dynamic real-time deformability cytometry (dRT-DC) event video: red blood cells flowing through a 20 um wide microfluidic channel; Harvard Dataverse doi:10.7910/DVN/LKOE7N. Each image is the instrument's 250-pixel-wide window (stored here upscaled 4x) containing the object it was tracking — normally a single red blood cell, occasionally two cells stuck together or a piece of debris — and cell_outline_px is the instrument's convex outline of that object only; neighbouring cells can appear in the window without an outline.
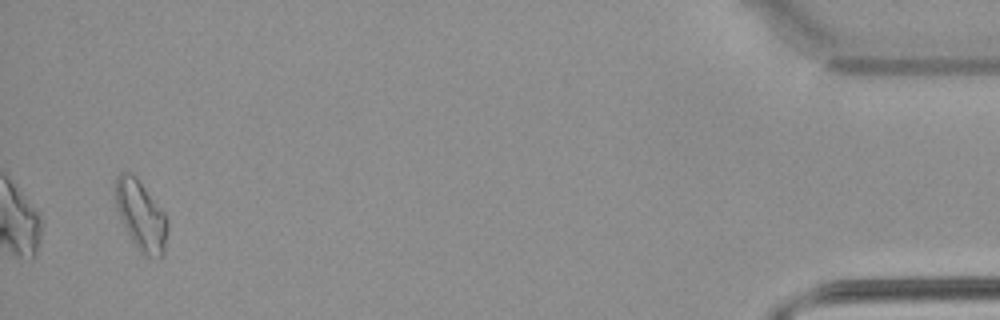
{"species": "common noctule bat (a hibernating species)", "species_latin": "Nyctalus noctula", "temperature_condition": "warm", "stored_images_in_passage": 55, "camera_frame_rate_fps": 3000, "um_per_image_px": 0.085, "animal": {"sex": "male", "body_mass_g": 21.5, "forearm_length_mm": 52.0}, "frame": {"image": 1, "passage_image": 53, "time_ms": 17.333, "image_size_px": [1000, 320], "cell_outline_px": [[168, 228], [164, 256], [160, 260], [144, 256], [140, 252], [132, 240], [116, 208], [112, 188], [116, 176], [120, 172], [132, 172], [136, 176], [164, 212], [168, 220]], "centroid_in_image_um": [11.97, 18.31], "position_along_channel_um": 423.2, "area_um2": 21.73}}